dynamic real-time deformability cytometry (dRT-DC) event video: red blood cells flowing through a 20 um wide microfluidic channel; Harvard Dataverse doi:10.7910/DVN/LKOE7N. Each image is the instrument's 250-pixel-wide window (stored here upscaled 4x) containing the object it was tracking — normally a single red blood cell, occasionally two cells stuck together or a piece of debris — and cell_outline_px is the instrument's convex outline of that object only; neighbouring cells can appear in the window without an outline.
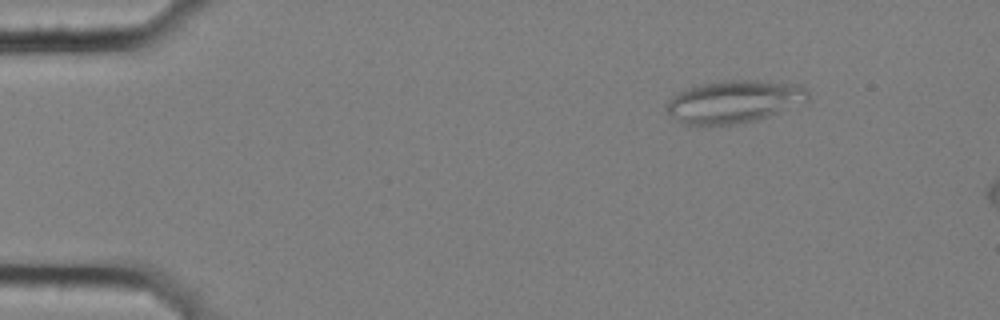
{"species": "common noctule bat (a hibernating species)", "species_latin": "Nyctalus noctula", "temperature_condition": "cold", "stored_images_in_passage": 55, "camera_frame_rate_fps": 3000, "um_per_image_px": 0.085, "animal": {"sex": "female", "body_mass_g": 25.1}, "frame": {"image": 1, "passage_image": 5, "time_ms": 1.333, "image_size_px": [1000, 320], "cell_outline_px": [[808, 100], [804, 104], [752, 120], [732, 124], [684, 124], [676, 120], [664, 108], [668, 100], [676, 92], [700, 84], [724, 80], [760, 80], [800, 84], [808, 92]], "centroid_in_image_um": [62.39, 8.61], "position_along_channel_um": 22.6, "area_um2": 34.97}}
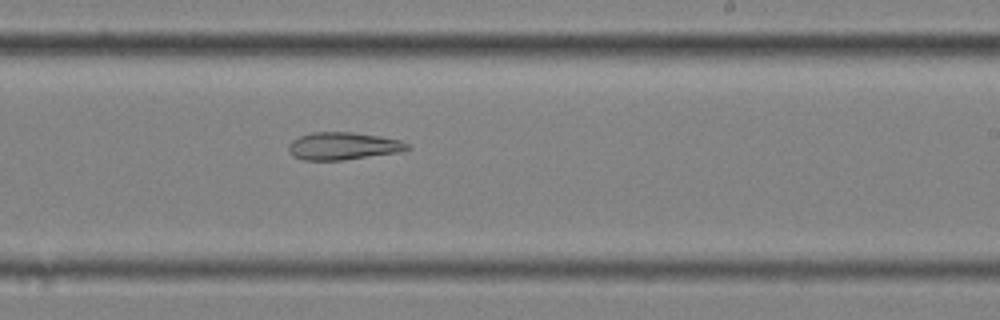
{"frame": {"image": 2, "passage_image": 32, "time_ms": 10.333, "image_size_px": [1000, 320], "cell_outline_px": [[412, 148], [404, 152], [344, 160], [304, 160], [292, 156], [288, 152], [288, 144], [292, 140], [300, 136], [312, 132], [352, 132], [380, 136], [400, 140], [408, 144]], "centroid_in_image_um": [29.19, 12.42], "position_along_channel_um": 259.8, "area_um2": 19.36}}
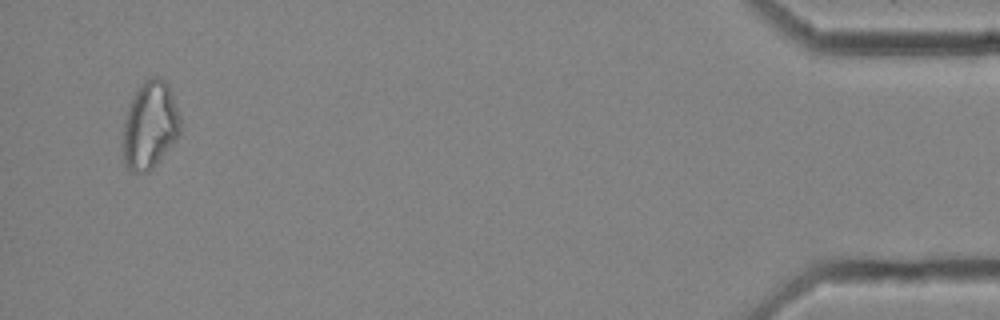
{"frame": {"image": 3, "passage_image": 52, "time_ms": 17.0, "image_size_px": [1000, 320], "cell_outline_px": [[180, 132], [176, 140], [152, 168], [148, 172], [128, 172], [124, 164], [124, 120], [132, 96], [144, 80], [148, 76], [160, 76], [168, 84], [172, 92], [180, 116]], "centroid_in_image_um": [12.75, 10.62], "position_along_channel_um": 422.4, "area_um2": 29.36}, "authors_computed_cell_mechanics": {"area_um2": 24.5072, "velocity_mm_per_s": 3.5806, "shape_relaxation_time_tau1_ms": null, "shape_relaxation_time_tau2_ms": 6.9386, "deformation_change_tau1": null, "deformation_change_tau2": 0.1649}}